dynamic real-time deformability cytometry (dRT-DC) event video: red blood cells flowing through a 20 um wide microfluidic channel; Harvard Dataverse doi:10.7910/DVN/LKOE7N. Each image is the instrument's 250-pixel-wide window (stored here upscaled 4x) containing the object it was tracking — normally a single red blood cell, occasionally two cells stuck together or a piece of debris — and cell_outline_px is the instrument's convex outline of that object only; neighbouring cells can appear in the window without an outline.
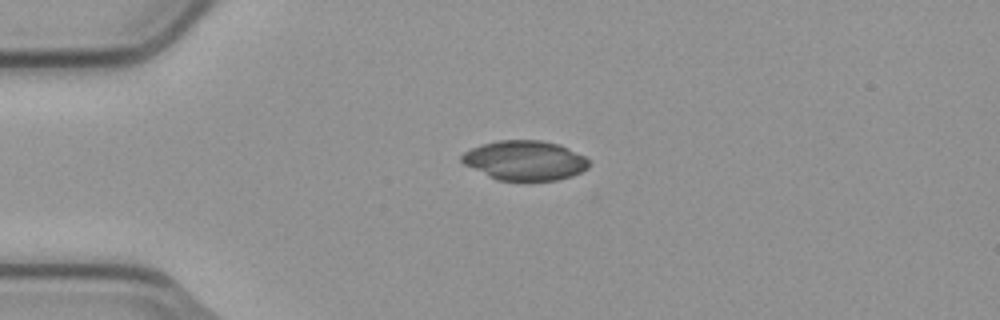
{"species": "common noctule bat (a hibernating species)", "species_latin": "Nyctalus noctula", "temperature_condition": "cold", "stored_images_in_passage": 3, "camera_frame_rate_fps": 3000, "um_per_image_px": 0.085, "animal": {"sex": "male", "body_mass_g": 23.1, "forearm_length_mm": 52.7}, "frame": {"image": 1, "passage_image": 1, "time_ms": 0.0, "image_size_px": [1000, 320], "cell_outline_px": [[588, 168], [572, 176], [556, 180], [496, 180], [464, 164], [460, 160], [460, 156], [464, 152], [472, 148], [484, 144], [500, 140], [540, 140], [560, 144], [584, 156], [588, 160]], "centroid_in_image_um": [44.61, 13.63], "position_along_channel_um": 40.4, "area_um2": 29.19}}